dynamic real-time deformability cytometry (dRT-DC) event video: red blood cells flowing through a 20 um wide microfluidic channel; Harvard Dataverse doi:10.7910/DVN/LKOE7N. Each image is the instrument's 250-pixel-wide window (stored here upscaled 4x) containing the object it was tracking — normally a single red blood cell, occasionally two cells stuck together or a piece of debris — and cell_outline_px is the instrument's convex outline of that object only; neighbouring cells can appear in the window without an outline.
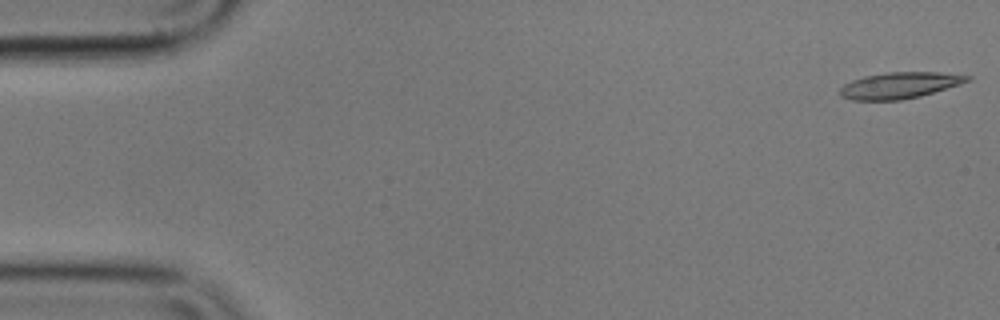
{"species": "common noctule bat (a hibernating species)", "species_latin": "Nyctalus noctula", "temperature_condition": "cold", "stored_images_in_passage": 55, "camera_frame_rate_fps": 3000, "um_per_image_px": 0.085, "animal": {"sex": "male", "body_mass_g": 17.9}, "frame": {"image": 1, "passage_image": 1, "time_ms": 0.0, "image_size_px": [1000, 320], "cell_outline_px": [[972, 80], [960, 84], [920, 96], [900, 100], [852, 100], [840, 96], [840, 88], [844, 84], [852, 80], [864, 76], [888, 72], [940, 72], [972, 76]], "centroid_in_image_um": [76.47, 7.25], "position_along_channel_um": 8.5, "area_um2": 19.48}}
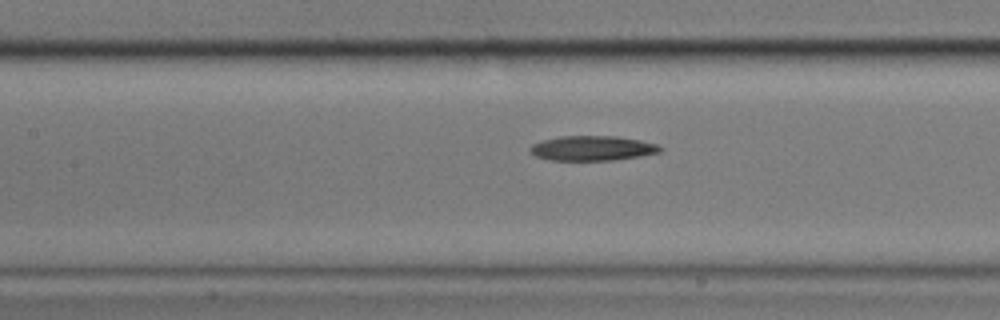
{"frame": {"image": 2, "passage_image": 24, "time_ms": 7.667, "image_size_px": [1000, 320], "cell_outline_px": [[664, 148], [660, 152], [640, 156], [612, 160], [552, 160], [536, 156], [528, 148], [532, 144], [544, 140], [560, 136], [616, 136], [640, 140], [656, 144]], "centroid_in_image_um": [50.37, 12.59], "position_along_channel_um": 157.0, "area_um2": 18.67}}
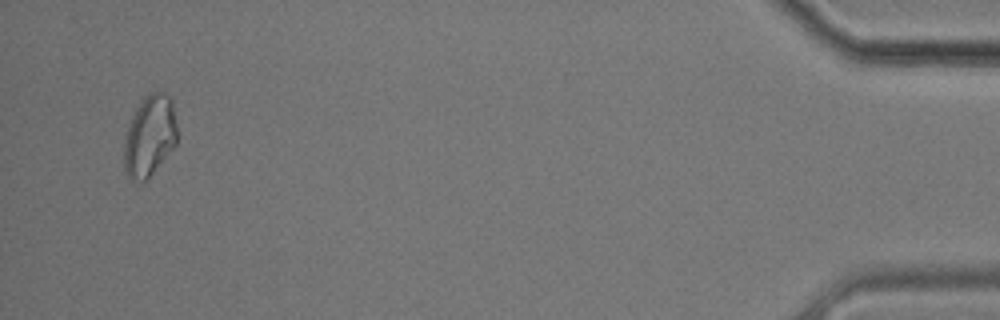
{"frame": {"image": 3, "passage_image": 53, "time_ms": 17.333, "image_size_px": [1000, 320], "cell_outline_px": [[176, 144], [148, 180], [132, 180], [128, 176], [124, 168], [124, 144], [128, 128], [136, 108], [140, 100], [144, 96], [152, 92], [164, 92], [172, 100], [176, 120]], "centroid_in_image_um": [12.73, 11.55], "position_along_channel_um": 422.5, "area_um2": 24.97}, "authors_computed_cell_mechanics": {"area_um2": 19.7676, "velocity_mm_per_s": 3.5895, "shape_relaxation_time_tau1_ms": 5.3311, "shape_relaxation_time_tau2_ms": null, "deformation_change_tau1": 0.1386, "deformation_change_tau2": null}}